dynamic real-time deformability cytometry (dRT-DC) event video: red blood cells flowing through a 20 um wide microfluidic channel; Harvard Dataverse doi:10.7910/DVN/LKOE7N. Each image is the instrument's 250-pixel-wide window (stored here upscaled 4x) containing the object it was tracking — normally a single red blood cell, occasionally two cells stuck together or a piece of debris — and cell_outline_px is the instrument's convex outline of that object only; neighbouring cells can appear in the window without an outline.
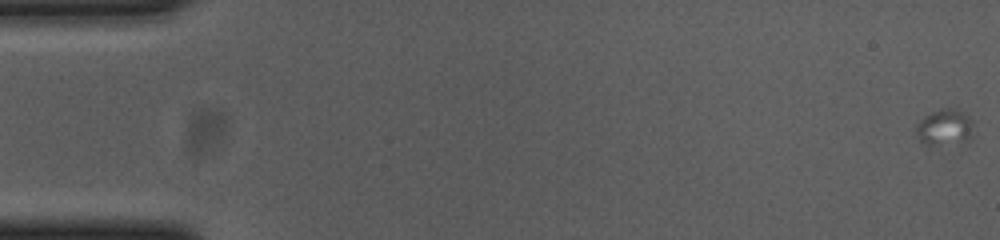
{"species": "common noctule bat (a hibernating species)", "species_latin": "Nyctalus noctula", "temperature_condition": "cold", "stored_images_in_passage": 13, "camera_frame_rate_fps": 3000, "um_per_image_px": 0.085, "animal": {"sex": "female", "body_mass_g": 23.0, "forearm_length_mm": 53.4}, "frame": {"image": 1, "passage_image": 1, "time_ms": 0.0, "image_size_px": [1000, 240], "cell_outline_px": [[972, 140], [968, 144], [920, 144], [916, 132], [916, 124], [924, 116], [940, 108], [952, 108], [968, 116], [972, 120]], "centroid_in_image_um": [80.31, 10.87], "position_along_channel_um": 4.7, "area_um2": 12.43}}